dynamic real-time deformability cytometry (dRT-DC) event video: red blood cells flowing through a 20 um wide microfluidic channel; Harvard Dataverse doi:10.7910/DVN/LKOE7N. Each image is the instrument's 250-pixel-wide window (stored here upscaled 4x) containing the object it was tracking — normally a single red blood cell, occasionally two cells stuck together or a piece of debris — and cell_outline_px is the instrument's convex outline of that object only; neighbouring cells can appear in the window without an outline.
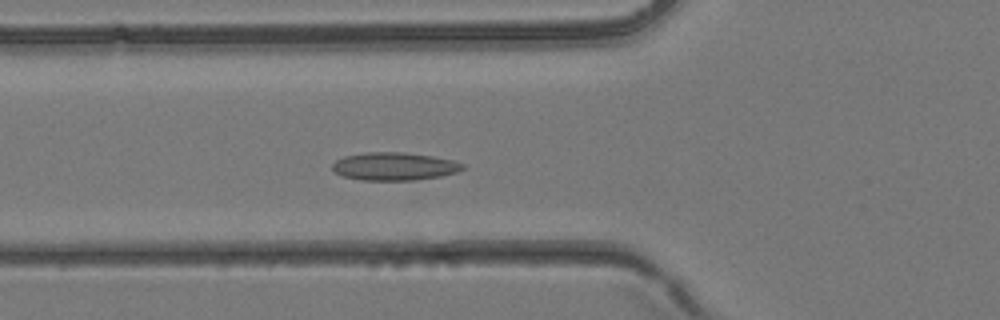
{"species": "common noctule bat (a hibernating species)", "species_latin": "Nyctalus noctula", "temperature_condition": "room temperature", "stored_images_in_passage": 39, "camera_frame_rate_fps": 3000, "um_per_image_px": 0.085, "animal": {"sex": "female", "body_mass_g": 24.6, "forearm_length_mm": 56.2}, "frame": {"image": 1, "passage_image": 14, "time_ms": 4.333, "image_size_px": [1000, 320], "cell_outline_px": [[464, 168], [456, 172], [440, 176], [416, 180], [360, 180], [344, 176], [336, 172], [332, 168], [332, 164], [336, 160], [344, 156], [368, 152], [404, 152], [432, 156], [452, 160], [464, 164]], "centroid_in_image_um": [33.51, 14.14], "position_along_channel_um": 92.3, "area_um2": 21.1}}
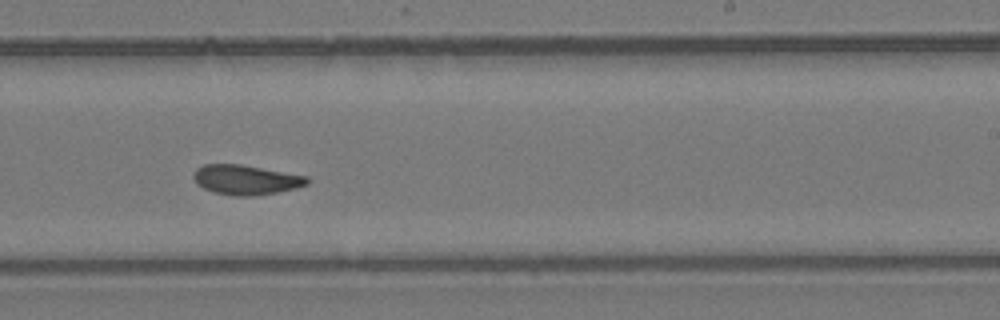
{"frame": {"image": 2, "passage_image": 24, "time_ms": 7.667, "image_size_px": [1000, 320], "cell_outline_px": [[312, 180], [308, 184], [296, 188], [276, 192], [252, 196], [236, 196], [216, 192], [204, 188], [196, 184], [192, 176], [196, 168], [204, 164], [240, 164], [308, 176]], "centroid_in_image_um": [20.91, 15.27], "position_along_channel_um": 268.1, "area_um2": 19.71}}
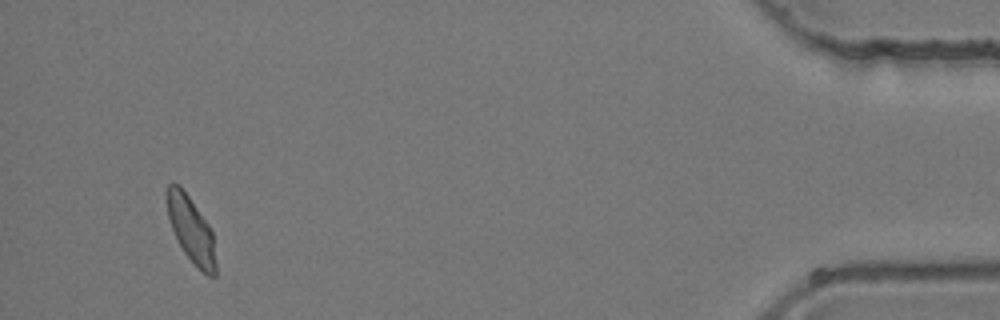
{"frame": {"image": 3, "passage_image": 37, "time_ms": 12.0, "image_size_px": [1000, 320], "cell_outline_px": [[216, 276], [208, 276], [184, 252], [168, 220], [164, 192], [168, 184], [172, 180], [180, 184], [208, 224], [212, 232], [216, 264]], "centroid_in_image_um": [16.19, 19.41], "position_along_channel_um": 419.0, "area_um2": 18.73}}